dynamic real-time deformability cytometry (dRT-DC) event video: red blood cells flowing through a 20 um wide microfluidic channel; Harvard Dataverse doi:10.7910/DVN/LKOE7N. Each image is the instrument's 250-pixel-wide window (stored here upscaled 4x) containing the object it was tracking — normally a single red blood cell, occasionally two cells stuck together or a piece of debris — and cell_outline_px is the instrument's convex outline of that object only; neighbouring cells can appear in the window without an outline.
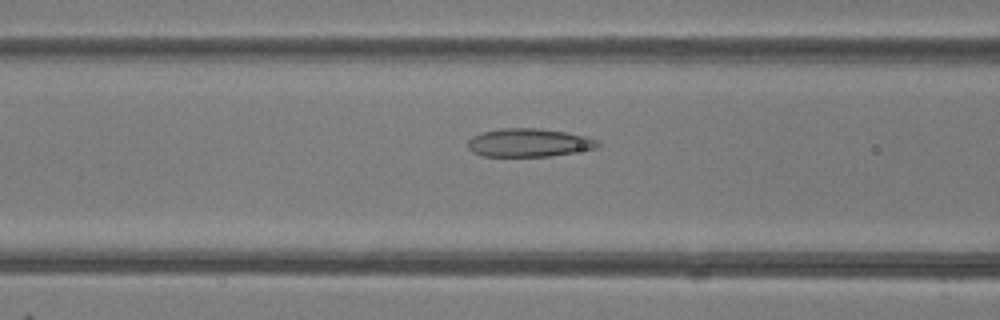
{"species": "common noctule bat (a hibernating species)", "species_latin": "Nyctalus noctula", "temperature_condition": "room temperature", "stored_images_in_passage": 44, "camera_frame_rate_fps": 3000, "um_per_image_px": 0.085, "animal": {"sex": "female"}, "frame": {"image": 1, "passage_image": 15, "time_ms": 4.667, "image_size_px": [1000, 320], "cell_outline_px": [[600, 144], [596, 148], [548, 156], [484, 156], [472, 152], [468, 148], [468, 140], [472, 136], [480, 132], [500, 128], [536, 128], [564, 132], [584, 136], [600, 140]], "centroid_in_image_um": [44.91, 12.12], "position_along_channel_um": 121.7, "area_um2": 21.33}}
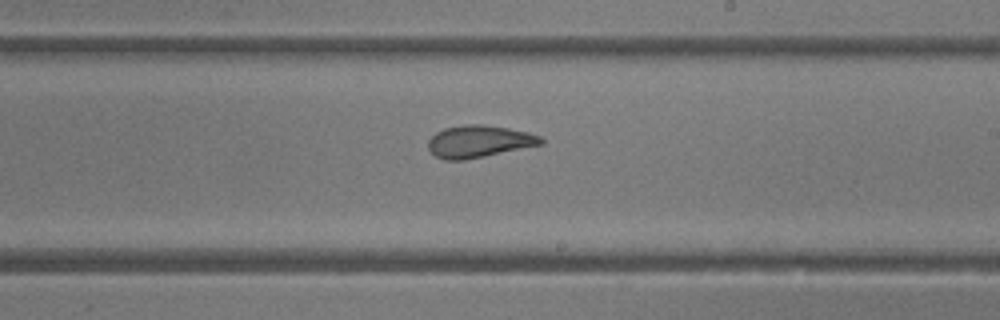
{"frame": {"image": 2, "passage_image": 24, "time_ms": 7.667, "image_size_px": [1000, 320], "cell_outline_px": [[544, 144], [464, 160], [444, 160], [436, 156], [428, 148], [428, 140], [436, 132], [444, 128], [464, 124], [480, 124], [508, 128], [528, 132], [540, 136], [544, 140]], "centroid_in_image_um": [40.71, 12.02], "position_along_channel_um": 248.3, "area_um2": 21.1}}
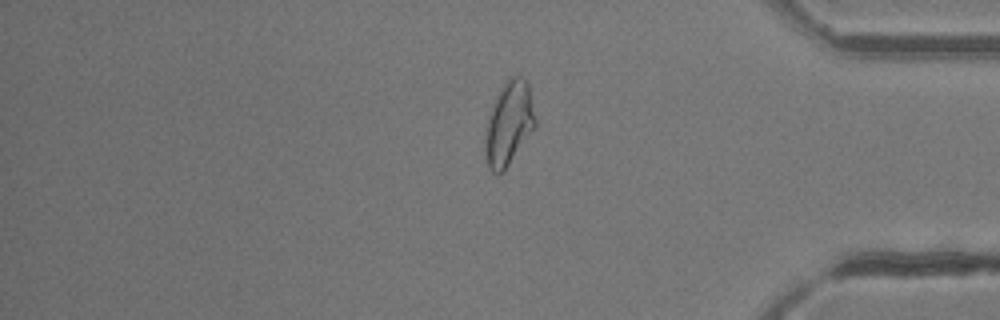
{"frame": {"image": 3, "passage_image": 36, "time_ms": 11.667, "image_size_px": [1000, 320], "cell_outline_px": [[536, 128], [504, 172], [496, 176], [488, 168], [484, 152], [484, 136], [488, 116], [492, 104], [500, 88], [508, 76], [520, 76], [528, 84], [536, 120]], "centroid_in_image_um": [43.23, 10.55], "position_along_channel_um": 392.0, "area_um2": 25.09}, "authors_computed_cell_mechanics": {"area_um2": 23.4957, "velocity_mm_per_s": 4.2154, "shape_relaxation_time_tau1_ms": null, "shape_relaxation_time_tau2_ms": 1.2738, "deformation_change_tau1": null, "deformation_change_tau2": 0.0886}}